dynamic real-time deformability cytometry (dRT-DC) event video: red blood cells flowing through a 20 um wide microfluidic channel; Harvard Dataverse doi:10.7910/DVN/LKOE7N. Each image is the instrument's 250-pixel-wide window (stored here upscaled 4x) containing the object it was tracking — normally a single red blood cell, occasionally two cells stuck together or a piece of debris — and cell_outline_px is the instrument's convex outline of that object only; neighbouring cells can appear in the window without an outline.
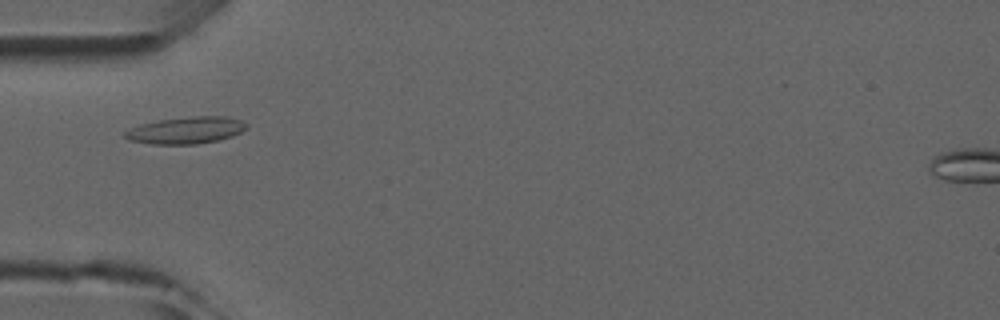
{"species": "common noctule bat (a hibernating species)", "species_latin": "Nyctalus noctula", "temperature_condition": "room temperature", "stored_images_in_passage": 5, "camera_frame_rate_fps": 3000, "um_per_image_px": 0.085, "animal": {"sex": "male", "forearm_length_mm": 52.5}, "frame": {"image": 1, "passage_image": 3, "time_ms": 3.333, "image_size_px": [1000, 320], "cell_outline_px": [[248, 128], [232, 136], [220, 140], [196, 144], [152, 144], [128, 140], [120, 136], [124, 132], [140, 124], [160, 120], [192, 116], [228, 116], [240, 120], [248, 124]], "centroid_in_image_um": [15.81, 11.07], "position_along_channel_um": 69.2, "area_um2": 19.19}}
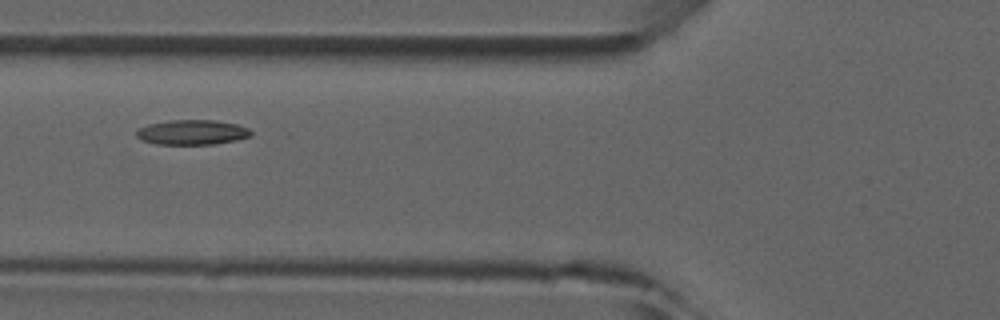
{"frame": {"image": 2, "passage_image": 4, "time_ms": 4.333, "image_size_px": [1000, 320], "cell_outline_px": [[252, 136], [236, 140], [216, 144], [156, 144], [140, 140], [136, 136], [136, 128], [148, 124], [168, 120], [216, 120], [236, 124], [248, 128], [252, 132]], "centroid_in_image_um": [16.3, 11.24], "position_along_channel_um": 109.5, "area_um2": 16.82}}
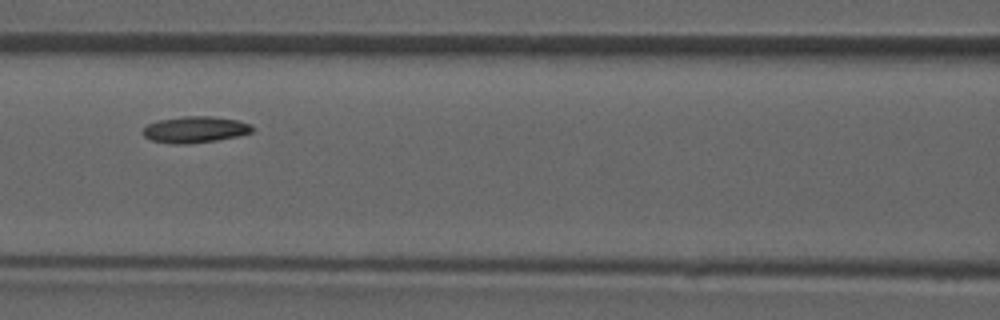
{"frame": {"image": 3, "passage_image": 5, "time_ms": 5.333, "image_size_px": [1000, 320], "cell_outline_px": [[252, 132], [240, 136], [216, 140], [184, 144], [176, 144], [152, 140], [144, 136], [140, 132], [148, 124], [160, 120], [184, 116], [212, 116], [236, 120], [252, 124]], "centroid_in_image_um": [16.59, 11.01], "position_along_channel_um": 150.0, "area_um2": 16.7}}